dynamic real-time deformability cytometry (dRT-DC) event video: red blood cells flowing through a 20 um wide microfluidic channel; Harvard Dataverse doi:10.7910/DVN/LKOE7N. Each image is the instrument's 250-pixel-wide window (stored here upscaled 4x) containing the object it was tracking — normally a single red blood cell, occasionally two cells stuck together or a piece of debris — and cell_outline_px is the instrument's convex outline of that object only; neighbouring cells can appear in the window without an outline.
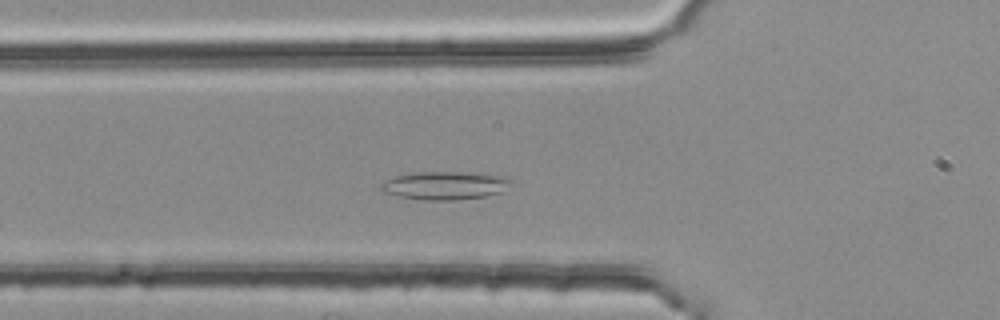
{"species": "common noctule bat (a hibernating species)", "species_latin": "Nyctalus noctula", "temperature_condition": "room temperature", "stored_images_in_passage": 39, "camera_frame_rate_fps": 3000, "um_per_image_px": 0.085, "animal": {"sex": "female", "body_mass_g": 25.1}, "frame": {"image": 1, "passage_image": 7, "time_ms": 2.0, "image_size_px": [1000, 320], "cell_outline_px": [[512, 180], [500, 192], [488, 196], [456, 200], [424, 200], [400, 196], [380, 192], [376, 188], [380, 184], [396, 176], [416, 172], [456, 172], [508, 176]], "centroid_in_image_um": [37.77, 15.77], "position_along_channel_um": 88.0, "area_um2": 21.27}}
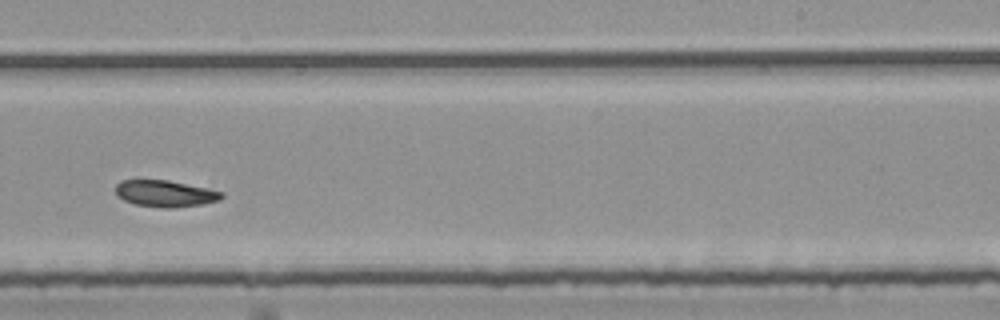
{"frame": {"image": 2, "passage_image": 22, "time_ms": 7.0, "image_size_px": [1000, 320], "cell_outline_px": [[224, 196], [220, 200], [204, 204], [172, 208], [164, 208], [136, 204], [124, 200], [116, 196], [116, 184], [120, 180], [168, 180], [208, 188], [224, 192]], "centroid_in_image_um": [14.07, 16.45], "position_along_channel_um": 274.9, "area_um2": 16.53}}
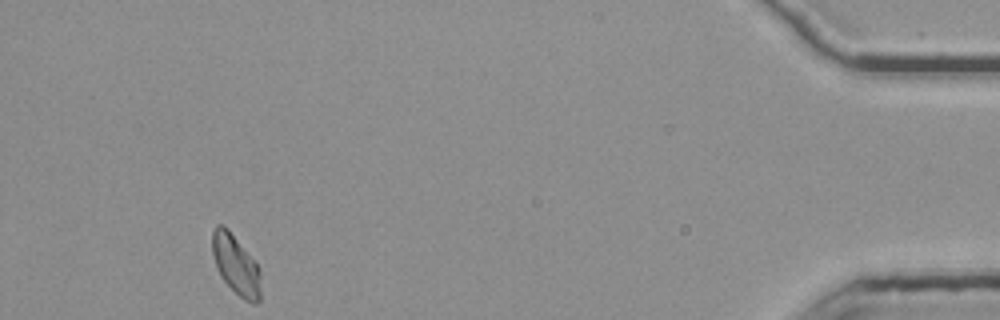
{"frame": {"image": 3, "passage_image": 39, "time_ms": 12.667, "image_size_px": [1000, 320], "cell_outline_px": [[260, 300], [256, 304], [252, 304], [244, 300], [220, 276], [216, 268], [212, 252], [212, 232], [216, 224], [224, 224], [228, 228], [260, 268]], "centroid_in_image_um": [20.04, 22.49], "position_along_channel_um": 415.2, "area_um2": 16.88}, "authors_computed_cell_mechanics": {"area_um2": 16.8776, "velocity_mm_per_s": 3.7478, "shape_relaxation_time_tau1_ms": null, "shape_relaxation_time_tau2_ms": 3.3836, "deformation_change_tau1": null, "deformation_change_tau2": 0.0797}}